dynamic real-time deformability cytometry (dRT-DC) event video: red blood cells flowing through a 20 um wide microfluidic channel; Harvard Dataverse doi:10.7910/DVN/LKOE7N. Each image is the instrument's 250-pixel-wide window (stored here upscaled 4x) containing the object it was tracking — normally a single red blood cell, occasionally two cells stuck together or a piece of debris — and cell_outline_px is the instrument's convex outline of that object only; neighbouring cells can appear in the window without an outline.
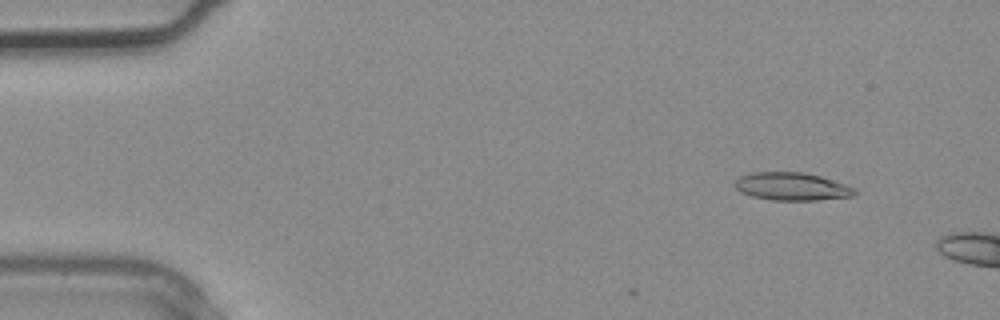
{"species": "common noctule bat (a hibernating species)", "species_latin": "Nyctalus noctula", "temperature_condition": "warm", "stored_images_in_passage": 3, "camera_frame_rate_fps": 3000, "um_per_image_px": 0.085, "animal": {"sex": "male", "body_mass_g": 20.4}, "frame": {"image": 1, "passage_image": 1, "time_ms": 0.0, "image_size_px": [1000, 320], "cell_outline_px": [[860, 192], [852, 196], [816, 200], [772, 200], [752, 196], [740, 192], [732, 184], [740, 176], [752, 172], [804, 172], [820, 176], [856, 188]], "centroid_in_image_um": [67.3, 15.85], "position_along_channel_um": 17.7, "area_um2": 19.54}}